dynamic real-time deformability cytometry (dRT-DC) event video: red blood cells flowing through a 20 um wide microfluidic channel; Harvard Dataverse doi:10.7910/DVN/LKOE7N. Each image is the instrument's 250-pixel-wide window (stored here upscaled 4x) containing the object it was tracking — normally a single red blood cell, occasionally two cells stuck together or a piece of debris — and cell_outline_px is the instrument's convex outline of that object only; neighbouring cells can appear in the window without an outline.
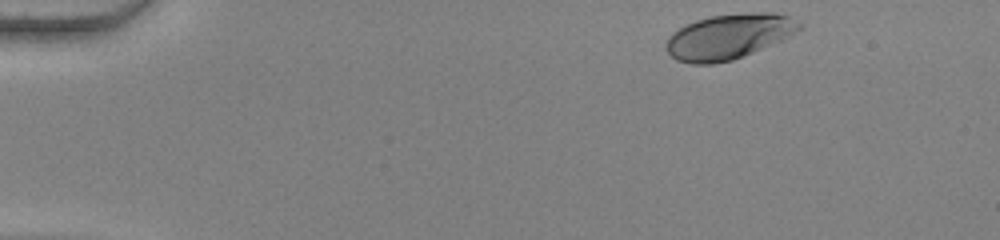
{"species": "human", "species_latin": "Homo sapiens", "temperature_condition": "warm", "stored_images_in_passage": 48, "camera_frame_rate_fps": 3000, "um_per_image_px": 0.085, "donor": {"sex": "female"}, "frame": {"image": 1, "passage_image": 1, "time_ms": 0.0, "image_size_px": [1000, 240], "cell_outline_px": [[804, 24], [800, 28], [780, 40], [752, 52], [732, 60], [712, 64], [692, 64], [676, 60], [664, 48], [664, 44], [668, 36], [672, 32], [696, 20], [712, 16], [752, 12], [772, 12], [788, 16]], "centroid_in_image_um": [61.89, 3.11], "position_along_channel_um": 23.1, "area_um2": 34.68}}
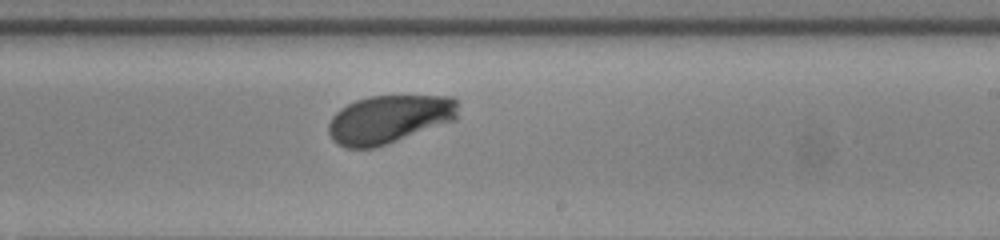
{"frame": {"image": 2, "passage_image": 28, "time_ms": 9.0, "image_size_px": [1000, 240], "cell_outline_px": [[456, 120], [376, 148], [344, 148], [336, 144], [332, 140], [328, 132], [328, 124], [332, 116], [340, 108], [356, 100], [368, 96], [452, 96], [456, 100]], "centroid_in_image_um": [33.03, 10.15], "position_along_channel_um": 256.0, "area_um2": 36.59}}
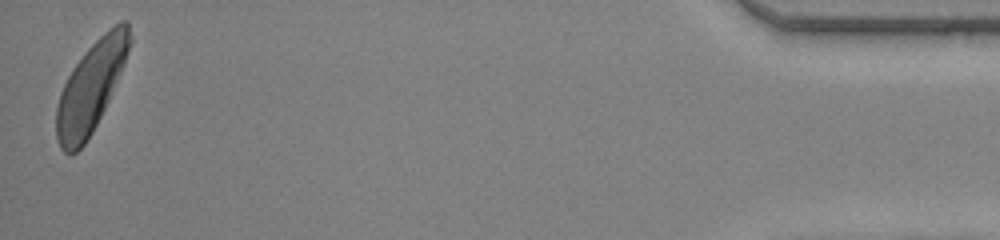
{"frame": {"image": 3, "passage_image": 48, "time_ms": 15.667, "image_size_px": [1000, 240], "cell_outline_px": [[132, 40], [124, 64], [108, 100], [92, 132], [84, 144], [76, 152], [68, 156], [60, 148], [56, 136], [56, 108], [60, 92], [72, 68], [84, 52], [104, 32], [120, 20], [128, 20], [132, 36]], "centroid_in_image_um": [7.72, 7.38], "position_along_channel_um": 427.5, "area_um2": 38.15}, "authors_computed_cell_mechanics": {"area_um2": 36.5874, "velocity_mm_per_s": 3.7846, "shape_relaxation_time_tau1_ms": 2.581, "shape_relaxation_time_tau2_ms": null, "deformation_change_tau1": 0.1464, "deformation_change_tau2": null}}